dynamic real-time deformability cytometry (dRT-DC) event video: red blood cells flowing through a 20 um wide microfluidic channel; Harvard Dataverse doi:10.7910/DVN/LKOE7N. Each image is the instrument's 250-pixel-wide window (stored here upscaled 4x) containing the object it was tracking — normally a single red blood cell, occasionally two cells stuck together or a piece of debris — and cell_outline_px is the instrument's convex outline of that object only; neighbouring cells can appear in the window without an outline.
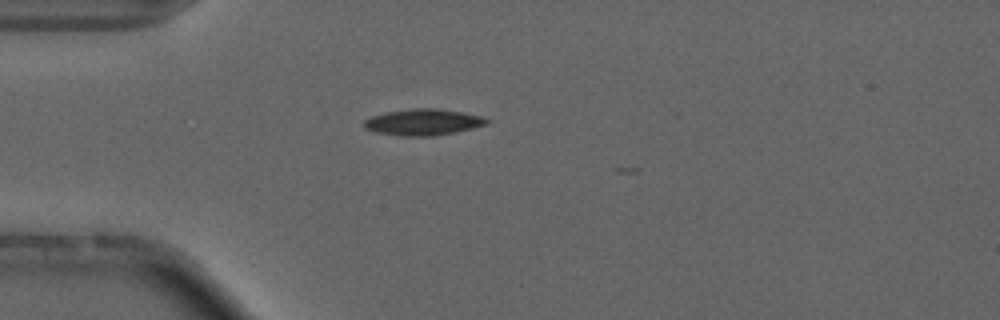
{"species": "common noctule bat (a hibernating species)", "species_latin": "Nyctalus noctula", "temperature_condition": "cold", "stored_images_in_passage": 10, "camera_frame_rate_fps": 3000, "um_per_image_px": 0.085, "animal": {"sex": "male", "forearm_length_mm": 52.5}, "frame": {"image": 1, "passage_image": 1, "time_ms": 0.0, "image_size_px": [1000, 320], "cell_outline_px": [[492, 120], [488, 124], [472, 128], [432, 136], [404, 136], [376, 132], [364, 128], [364, 120], [372, 116], [388, 112], [412, 108], [436, 108], [460, 112], [480, 116]], "centroid_in_image_um": [35.97, 10.38], "position_along_channel_um": 49.0, "area_um2": 18.55}}